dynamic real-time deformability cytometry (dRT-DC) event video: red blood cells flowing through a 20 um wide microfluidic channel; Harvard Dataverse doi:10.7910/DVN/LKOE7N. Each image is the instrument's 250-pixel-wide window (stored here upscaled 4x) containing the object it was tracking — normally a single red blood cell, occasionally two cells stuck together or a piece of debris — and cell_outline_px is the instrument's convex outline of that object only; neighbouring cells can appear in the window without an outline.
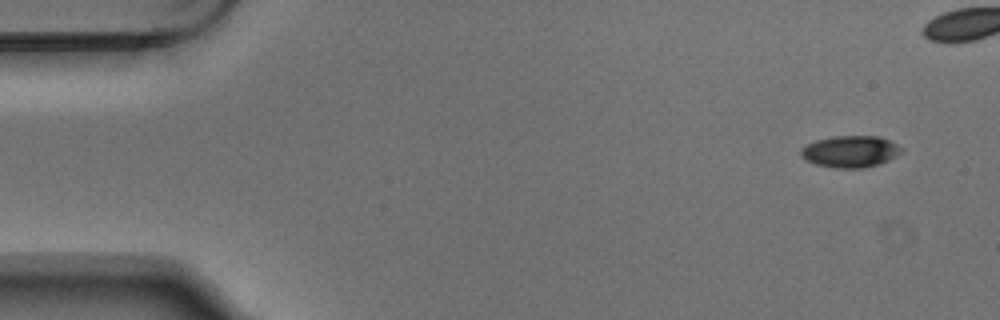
{"species": "Egyptian fruit bat (a non-hibernating species)", "species_latin": "Rousettus aegyptiacus", "temperature_condition": "warm", "stored_images_in_passage": 6, "camera_frame_rate_fps": 3000, "um_per_image_px": 0.085, "animal": {"sex": "male"}, "frame": {"image": 1, "passage_image": 1, "time_ms": 0.0, "image_size_px": [1000, 320], "cell_outline_px": [[904, 152], [888, 160], [864, 168], [836, 168], [816, 164], [800, 156], [800, 148], [816, 140], [836, 136], [880, 136], [904, 148]], "centroid_in_image_um": [72.3, 12.87], "position_along_channel_um": 12.7, "area_um2": 18.5}}
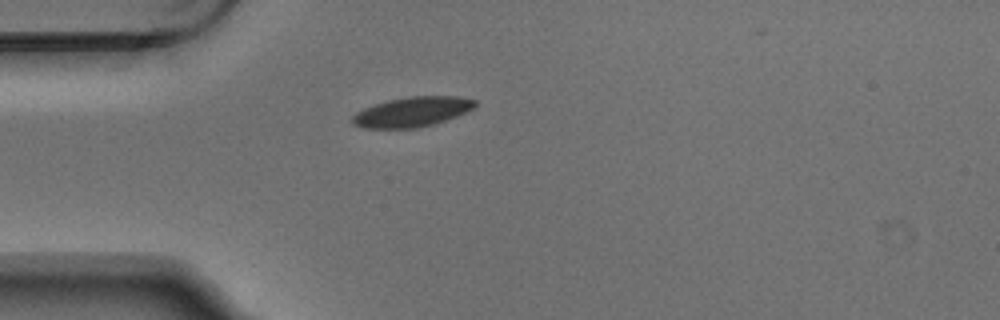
{"frame": {"image": 2, "passage_image": 5, "time_ms": 1.333, "image_size_px": [1000, 320], "cell_outline_px": [[476, 104], [472, 108], [456, 116], [432, 124], [416, 128], [364, 128], [352, 124], [352, 116], [356, 112], [364, 108], [388, 100], [408, 96], [460, 96], [476, 100]], "centroid_in_image_um": [35.0, 9.5], "position_along_channel_um": 50.0, "area_um2": 21.15}}